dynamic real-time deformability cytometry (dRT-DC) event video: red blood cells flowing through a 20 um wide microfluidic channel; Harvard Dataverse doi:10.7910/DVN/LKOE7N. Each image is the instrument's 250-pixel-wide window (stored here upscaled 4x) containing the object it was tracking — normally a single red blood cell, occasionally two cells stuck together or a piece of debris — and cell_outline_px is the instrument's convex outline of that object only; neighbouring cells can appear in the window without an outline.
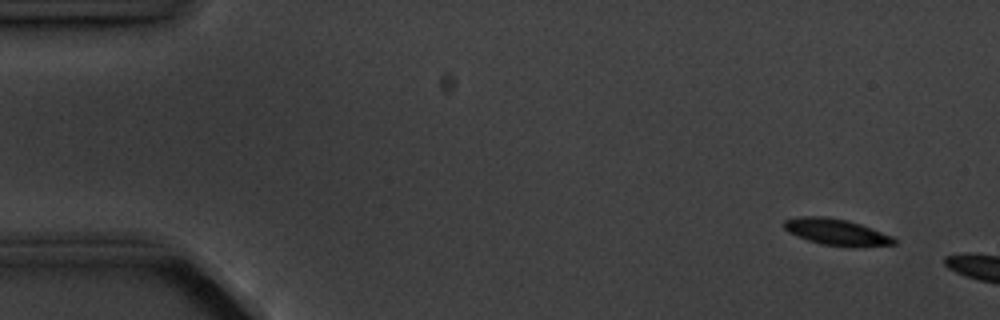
{"species": "common noctule bat (a hibernating species)", "species_latin": "Nyctalus noctula", "temperature_condition": "cold", "stored_images_in_passage": 3, "camera_frame_rate_fps": 3000, "um_per_image_px": 0.085, "animal": {"sex": "male", "body_mass_g": 20.1, "forearm_length_mm": 53.5}, "frame": {"image": 1, "passage_image": 1, "time_ms": 0.0, "image_size_px": [1000, 320], "cell_outline_px": [[896, 244], [848, 248], [820, 244], [796, 236], [788, 232], [784, 228], [784, 220], [800, 216], [824, 216], [848, 220], [860, 224], [892, 236], [896, 240]], "centroid_in_image_um": [71.09, 19.73], "position_along_channel_um": 13.9, "area_um2": 17.11}}